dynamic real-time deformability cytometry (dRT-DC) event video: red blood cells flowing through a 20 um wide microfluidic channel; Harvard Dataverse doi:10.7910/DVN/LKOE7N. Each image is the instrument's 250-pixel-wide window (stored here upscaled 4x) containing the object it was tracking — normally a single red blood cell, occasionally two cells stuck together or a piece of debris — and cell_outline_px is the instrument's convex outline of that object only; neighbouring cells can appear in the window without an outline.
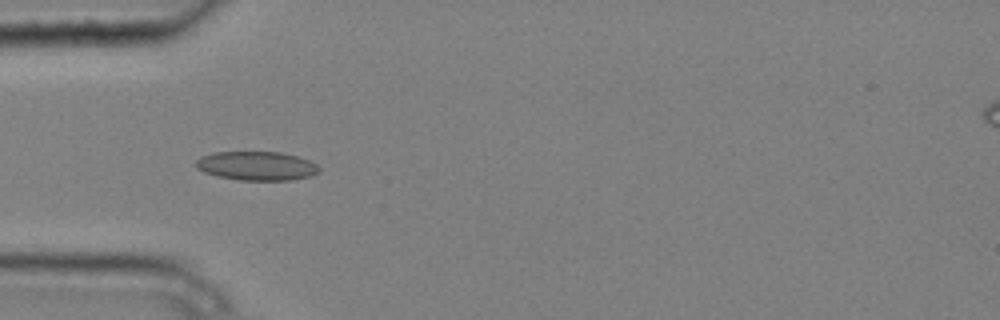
{"species": "common noctule bat (a hibernating species)", "species_latin": "Nyctalus noctula", "temperature_condition": "cold", "stored_images_in_passage": 2, "camera_frame_rate_fps": 3000, "um_per_image_px": 0.085, "animal": {"sex": "male", "body_mass_g": 20.4}, "frame": {"image": 1, "passage_image": 2, "time_ms": 0.333, "image_size_px": [1000, 320], "cell_outline_px": [[320, 172], [312, 176], [292, 180], [240, 180], [216, 176], [204, 172], [196, 168], [196, 160], [200, 156], [212, 152], [280, 152], [296, 156], [308, 160], [316, 164], [320, 168]], "centroid_in_image_um": [21.81, 14.1], "position_along_channel_um": 63.2, "area_um2": 20.92}}